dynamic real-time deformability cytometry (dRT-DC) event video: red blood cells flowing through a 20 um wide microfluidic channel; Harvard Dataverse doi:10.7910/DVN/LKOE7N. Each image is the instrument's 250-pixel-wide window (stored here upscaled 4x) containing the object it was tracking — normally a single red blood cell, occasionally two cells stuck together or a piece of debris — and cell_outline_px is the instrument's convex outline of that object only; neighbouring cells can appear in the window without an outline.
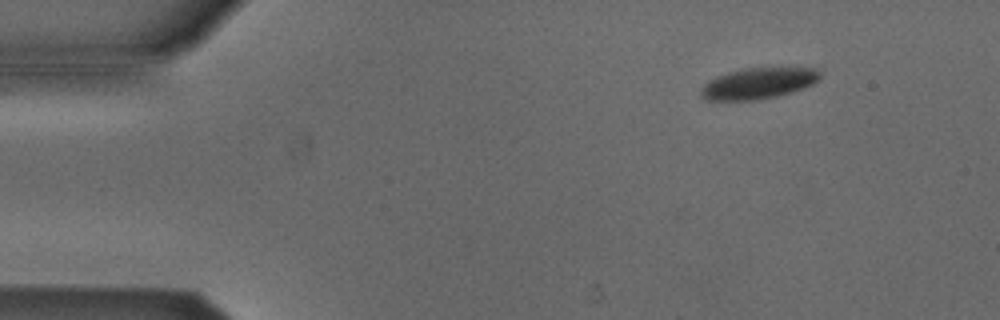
{"species": "Egyptian fruit bat (a non-hibernating species)", "species_latin": "Rousettus aegyptiacus", "temperature_condition": "cold", "stored_images_in_passage": 9, "camera_frame_rate_fps": 3000, "um_per_image_px": 0.085, "animal": {"sex": "male"}, "frame": {"image": 1, "passage_image": 1, "time_ms": 0.0, "image_size_px": [1000, 320], "cell_outline_px": [[820, 76], [812, 84], [804, 88], [792, 92], [776, 96], [756, 100], [708, 100], [700, 96], [700, 88], [708, 80], [716, 76], [728, 72], [744, 68], [816, 68], [820, 72]], "centroid_in_image_um": [64.41, 7.09], "position_along_channel_um": 20.6, "area_um2": 21.5}}